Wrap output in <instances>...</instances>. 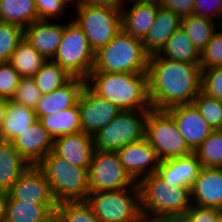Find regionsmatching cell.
<instances>
[{"label": "cell", "instance_id": "obj_1", "mask_svg": "<svg viewBox=\"0 0 222 222\" xmlns=\"http://www.w3.org/2000/svg\"><path fill=\"white\" fill-rule=\"evenodd\" d=\"M147 73L152 109L167 110L191 104L201 91L199 63L168 60L157 54L149 57Z\"/></svg>", "mask_w": 222, "mask_h": 222}, {"label": "cell", "instance_id": "obj_2", "mask_svg": "<svg viewBox=\"0 0 222 222\" xmlns=\"http://www.w3.org/2000/svg\"><path fill=\"white\" fill-rule=\"evenodd\" d=\"M86 83L96 94L115 104L121 111L152 109L147 72H90Z\"/></svg>", "mask_w": 222, "mask_h": 222}, {"label": "cell", "instance_id": "obj_3", "mask_svg": "<svg viewBox=\"0 0 222 222\" xmlns=\"http://www.w3.org/2000/svg\"><path fill=\"white\" fill-rule=\"evenodd\" d=\"M143 219L155 222L169 217H181L193 204L191 188L165 182L157 173L139 183Z\"/></svg>", "mask_w": 222, "mask_h": 222}, {"label": "cell", "instance_id": "obj_4", "mask_svg": "<svg viewBox=\"0 0 222 222\" xmlns=\"http://www.w3.org/2000/svg\"><path fill=\"white\" fill-rule=\"evenodd\" d=\"M149 57L141 40L121 30L106 46L95 52L91 72H148Z\"/></svg>", "mask_w": 222, "mask_h": 222}, {"label": "cell", "instance_id": "obj_5", "mask_svg": "<svg viewBox=\"0 0 222 222\" xmlns=\"http://www.w3.org/2000/svg\"><path fill=\"white\" fill-rule=\"evenodd\" d=\"M50 184L52 194L58 203L65 201H86L89 191V168L71 165L53 151L38 164Z\"/></svg>", "mask_w": 222, "mask_h": 222}, {"label": "cell", "instance_id": "obj_6", "mask_svg": "<svg viewBox=\"0 0 222 222\" xmlns=\"http://www.w3.org/2000/svg\"><path fill=\"white\" fill-rule=\"evenodd\" d=\"M86 202L100 222L144 221L138 184L116 191L90 192Z\"/></svg>", "mask_w": 222, "mask_h": 222}, {"label": "cell", "instance_id": "obj_7", "mask_svg": "<svg viewBox=\"0 0 222 222\" xmlns=\"http://www.w3.org/2000/svg\"><path fill=\"white\" fill-rule=\"evenodd\" d=\"M144 138L153 147L160 161L194 152L166 110L148 111Z\"/></svg>", "mask_w": 222, "mask_h": 222}, {"label": "cell", "instance_id": "obj_8", "mask_svg": "<svg viewBox=\"0 0 222 222\" xmlns=\"http://www.w3.org/2000/svg\"><path fill=\"white\" fill-rule=\"evenodd\" d=\"M121 6L75 7L74 22L83 30L94 52L106 46L121 30Z\"/></svg>", "mask_w": 222, "mask_h": 222}, {"label": "cell", "instance_id": "obj_9", "mask_svg": "<svg viewBox=\"0 0 222 222\" xmlns=\"http://www.w3.org/2000/svg\"><path fill=\"white\" fill-rule=\"evenodd\" d=\"M52 60L72 77L86 80L93 70L95 52L91 49L85 33L74 20L64 25L61 43Z\"/></svg>", "mask_w": 222, "mask_h": 222}, {"label": "cell", "instance_id": "obj_10", "mask_svg": "<svg viewBox=\"0 0 222 222\" xmlns=\"http://www.w3.org/2000/svg\"><path fill=\"white\" fill-rule=\"evenodd\" d=\"M147 115L148 111L119 112L107 126L95 134L94 149L117 152L127 144L142 140Z\"/></svg>", "mask_w": 222, "mask_h": 222}, {"label": "cell", "instance_id": "obj_11", "mask_svg": "<svg viewBox=\"0 0 222 222\" xmlns=\"http://www.w3.org/2000/svg\"><path fill=\"white\" fill-rule=\"evenodd\" d=\"M88 174L90 192L116 191L138 184L125 171L117 152L95 149Z\"/></svg>", "mask_w": 222, "mask_h": 222}, {"label": "cell", "instance_id": "obj_12", "mask_svg": "<svg viewBox=\"0 0 222 222\" xmlns=\"http://www.w3.org/2000/svg\"><path fill=\"white\" fill-rule=\"evenodd\" d=\"M78 105L81 131L93 137L121 112L115 104L96 94L87 83L82 88Z\"/></svg>", "mask_w": 222, "mask_h": 222}, {"label": "cell", "instance_id": "obj_13", "mask_svg": "<svg viewBox=\"0 0 222 222\" xmlns=\"http://www.w3.org/2000/svg\"><path fill=\"white\" fill-rule=\"evenodd\" d=\"M8 200L36 204H57L50 184L37 165H30L8 191Z\"/></svg>", "mask_w": 222, "mask_h": 222}, {"label": "cell", "instance_id": "obj_14", "mask_svg": "<svg viewBox=\"0 0 222 222\" xmlns=\"http://www.w3.org/2000/svg\"><path fill=\"white\" fill-rule=\"evenodd\" d=\"M117 154L125 171L136 183L147 175L157 172L160 160L145 138L125 145L117 151Z\"/></svg>", "mask_w": 222, "mask_h": 222}, {"label": "cell", "instance_id": "obj_15", "mask_svg": "<svg viewBox=\"0 0 222 222\" xmlns=\"http://www.w3.org/2000/svg\"><path fill=\"white\" fill-rule=\"evenodd\" d=\"M166 111L173 117L180 133L193 151L215 131L204 120L193 103L174 106Z\"/></svg>", "mask_w": 222, "mask_h": 222}, {"label": "cell", "instance_id": "obj_16", "mask_svg": "<svg viewBox=\"0 0 222 222\" xmlns=\"http://www.w3.org/2000/svg\"><path fill=\"white\" fill-rule=\"evenodd\" d=\"M11 142L29 165H37L53 151L54 139L37 120Z\"/></svg>", "mask_w": 222, "mask_h": 222}, {"label": "cell", "instance_id": "obj_17", "mask_svg": "<svg viewBox=\"0 0 222 222\" xmlns=\"http://www.w3.org/2000/svg\"><path fill=\"white\" fill-rule=\"evenodd\" d=\"M93 136L83 131L54 139L53 152L71 165L89 168L94 152Z\"/></svg>", "mask_w": 222, "mask_h": 222}, {"label": "cell", "instance_id": "obj_18", "mask_svg": "<svg viewBox=\"0 0 222 222\" xmlns=\"http://www.w3.org/2000/svg\"><path fill=\"white\" fill-rule=\"evenodd\" d=\"M192 204L222 211V171L215 167H201L191 187Z\"/></svg>", "mask_w": 222, "mask_h": 222}, {"label": "cell", "instance_id": "obj_19", "mask_svg": "<svg viewBox=\"0 0 222 222\" xmlns=\"http://www.w3.org/2000/svg\"><path fill=\"white\" fill-rule=\"evenodd\" d=\"M86 80L79 77H71L65 84L42 97L35 109L37 119L58 113L75 106Z\"/></svg>", "mask_w": 222, "mask_h": 222}, {"label": "cell", "instance_id": "obj_20", "mask_svg": "<svg viewBox=\"0 0 222 222\" xmlns=\"http://www.w3.org/2000/svg\"><path fill=\"white\" fill-rule=\"evenodd\" d=\"M64 33V24L37 20L24 28V39L47 60H52L58 50Z\"/></svg>", "mask_w": 222, "mask_h": 222}, {"label": "cell", "instance_id": "obj_21", "mask_svg": "<svg viewBox=\"0 0 222 222\" xmlns=\"http://www.w3.org/2000/svg\"><path fill=\"white\" fill-rule=\"evenodd\" d=\"M202 165L194 152L159 162L157 174L165 181L178 187L191 188Z\"/></svg>", "mask_w": 222, "mask_h": 222}, {"label": "cell", "instance_id": "obj_22", "mask_svg": "<svg viewBox=\"0 0 222 222\" xmlns=\"http://www.w3.org/2000/svg\"><path fill=\"white\" fill-rule=\"evenodd\" d=\"M181 27V18L163 7L157 9L152 27L142 41L149 56L160 54L166 46L168 39Z\"/></svg>", "mask_w": 222, "mask_h": 222}, {"label": "cell", "instance_id": "obj_23", "mask_svg": "<svg viewBox=\"0 0 222 222\" xmlns=\"http://www.w3.org/2000/svg\"><path fill=\"white\" fill-rule=\"evenodd\" d=\"M159 7L160 5L158 4L138 3L135 1H132L131 8L127 7L126 9L122 5L120 8L122 30L143 41L155 21Z\"/></svg>", "mask_w": 222, "mask_h": 222}, {"label": "cell", "instance_id": "obj_24", "mask_svg": "<svg viewBox=\"0 0 222 222\" xmlns=\"http://www.w3.org/2000/svg\"><path fill=\"white\" fill-rule=\"evenodd\" d=\"M29 166L11 141L0 139V190L8 192Z\"/></svg>", "mask_w": 222, "mask_h": 222}, {"label": "cell", "instance_id": "obj_25", "mask_svg": "<svg viewBox=\"0 0 222 222\" xmlns=\"http://www.w3.org/2000/svg\"><path fill=\"white\" fill-rule=\"evenodd\" d=\"M37 120L35 110L9 100L0 129V139L12 141Z\"/></svg>", "mask_w": 222, "mask_h": 222}, {"label": "cell", "instance_id": "obj_26", "mask_svg": "<svg viewBox=\"0 0 222 222\" xmlns=\"http://www.w3.org/2000/svg\"><path fill=\"white\" fill-rule=\"evenodd\" d=\"M57 204H36L7 200L5 222H47L54 214Z\"/></svg>", "mask_w": 222, "mask_h": 222}, {"label": "cell", "instance_id": "obj_27", "mask_svg": "<svg viewBox=\"0 0 222 222\" xmlns=\"http://www.w3.org/2000/svg\"><path fill=\"white\" fill-rule=\"evenodd\" d=\"M38 120L53 139L81 131L78 103L58 113L42 116Z\"/></svg>", "mask_w": 222, "mask_h": 222}, {"label": "cell", "instance_id": "obj_28", "mask_svg": "<svg viewBox=\"0 0 222 222\" xmlns=\"http://www.w3.org/2000/svg\"><path fill=\"white\" fill-rule=\"evenodd\" d=\"M0 19L23 29L28 27L39 20L35 0H0Z\"/></svg>", "mask_w": 222, "mask_h": 222}, {"label": "cell", "instance_id": "obj_29", "mask_svg": "<svg viewBox=\"0 0 222 222\" xmlns=\"http://www.w3.org/2000/svg\"><path fill=\"white\" fill-rule=\"evenodd\" d=\"M160 55L168 60L186 63H200V53L196 50L185 30L180 27L168 39Z\"/></svg>", "mask_w": 222, "mask_h": 222}, {"label": "cell", "instance_id": "obj_30", "mask_svg": "<svg viewBox=\"0 0 222 222\" xmlns=\"http://www.w3.org/2000/svg\"><path fill=\"white\" fill-rule=\"evenodd\" d=\"M47 59L24 38L18 43L9 63L21 77H33Z\"/></svg>", "mask_w": 222, "mask_h": 222}, {"label": "cell", "instance_id": "obj_31", "mask_svg": "<svg viewBox=\"0 0 222 222\" xmlns=\"http://www.w3.org/2000/svg\"><path fill=\"white\" fill-rule=\"evenodd\" d=\"M217 22L194 14L181 18V27L191 39L196 50L201 53L216 31Z\"/></svg>", "mask_w": 222, "mask_h": 222}, {"label": "cell", "instance_id": "obj_32", "mask_svg": "<svg viewBox=\"0 0 222 222\" xmlns=\"http://www.w3.org/2000/svg\"><path fill=\"white\" fill-rule=\"evenodd\" d=\"M72 76L53 60H47L33 76L42 94H49L65 84Z\"/></svg>", "mask_w": 222, "mask_h": 222}, {"label": "cell", "instance_id": "obj_33", "mask_svg": "<svg viewBox=\"0 0 222 222\" xmlns=\"http://www.w3.org/2000/svg\"><path fill=\"white\" fill-rule=\"evenodd\" d=\"M58 222H100L86 201H65L57 204Z\"/></svg>", "mask_w": 222, "mask_h": 222}, {"label": "cell", "instance_id": "obj_34", "mask_svg": "<svg viewBox=\"0 0 222 222\" xmlns=\"http://www.w3.org/2000/svg\"><path fill=\"white\" fill-rule=\"evenodd\" d=\"M203 167L222 166V130L212 132L194 151Z\"/></svg>", "mask_w": 222, "mask_h": 222}, {"label": "cell", "instance_id": "obj_35", "mask_svg": "<svg viewBox=\"0 0 222 222\" xmlns=\"http://www.w3.org/2000/svg\"><path fill=\"white\" fill-rule=\"evenodd\" d=\"M193 104L204 120L214 129L222 130V101L207 96L202 91L193 100Z\"/></svg>", "mask_w": 222, "mask_h": 222}, {"label": "cell", "instance_id": "obj_36", "mask_svg": "<svg viewBox=\"0 0 222 222\" xmlns=\"http://www.w3.org/2000/svg\"><path fill=\"white\" fill-rule=\"evenodd\" d=\"M24 38V29L18 25L0 22V63L9 62L18 43Z\"/></svg>", "mask_w": 222, "mask_h": 222}, {"label": "cell", "instance_id": "obj_37", "mask_svg": "<svg viewBox=\"0 0 222 222\" xmlns=\"http://www.w3.org/2000/svg\"><path fill=\"white\" fill-rule=\"evenodd\" d=\"M42 97V92L37 87L33 77H21L12 101L22 104L27 108L36 109Z\"/></svg>", "mask_w": 222, "mask_h": 222}, {"label": "cell", "instance_id": "obj_38", "mask_svg": "<svg viewBox=\"0 0 222 222\" xmlns=\"http://www.w3.org/2000/svg\"><path fill=\"white\" fill-rule=\"evenodd\" d=\"M201 69L222 66V31L213 33L211 40L200 53Z\"/></svg>", "mask_w": 222, "mask_h": 222}, {"label": "cell", "instance_id": "obj_39", "mask_svg": "<svg viewBox=\"0 0 222 222\" xmlns=\"http://www.w3.org/2000/svg\"><path fill=\"white\" fill-rule=\"evenodd\" d=\"M20 79V74L9 62L0 63V97L11 100Z\"/></svg>", "mask_w": 222, "mask_h": 222}, {"label": "cell", "instance_id": "obj_40", "mask_svg": "<svg viewBox=\"0 0 222 222\" xmlns=\"http://www.w3.org/2000/svg\"><path fill=\"white\" fill-rule=\"evenodd\" d=\"M201 91L222 101V66L202 69Z\"/></svg>", "mask_w": 222, "mask_h": 222}, {"label": "cell", "instance_id": "obj_41", "mask_svg": "<svg viewBox=\"0 0 222 222\" xmlns=\"http://www.w3.org/2000/svg\"><path fill=\"white\" fill-rule=\"evenodd\" d=\"M193 14L217 22L220 26L222 24V0H195ZM214 17L217 21L214 20Z\"/></svg>", "mask_w": 222, "mask_h": 222}, {"label": "cell", "instance_id": "obj_42", "mask_svg": "<svg viewBox=\"0 0 222 222\" xmlns=\"http://www.w3.org/2000/svg\"><path fill=\"white\" fill-rule=\"evenodd\" d=\"M68 3L65 0H35L38 19L51 20L62 15L66 11Z\"/></svg>", "mask_w": 222, "mask_h": 222}, {"label": "cell", "instance_id": "obj_43", "mask_svg": "<svg viewBox=\"0 0 222 222\" xmlns=\"http://www.w3.org/2000/svg\"><path fill=\"white\" fill-rule=\"evenodd\" d=\"M221 213L222 211L216 208H203L192 205L181 218L185 222H216Z\"/></svg>", "mask_w": 222, "mask_h": 222}, {"label": "cell", "instance_id": "obj_44", "mask_svg": "<svg viewBox=\"0 0 222 222\" xmlns=\"http://www.w3.org/2000/svg\"><path fill=\"white\" fill-rule=\"evenodd\" d=\"M195 0H162L160 6L184 18L193 14Z\"/></svg>", "mask_w": 222, "mask_h": 222}, {"label": "cell", "instance_id": "obj_45", "mask_svg": "<svg viewBox=\"0 0 222 222\" xmlns=\"http://www.w3.org/2000/svg\"><path fill=\"white\" fill-rule=\"evenodd\" d=\"M81 5L89 6H122L123 2L119 0H82Z\"/></svg>", "mask_w": 222, "mask_h": 222}, {"label": "cell", "instance_id": "obj_46", "mask_svg": "<svg viewBox=\"0 0 222 222\" xmlns=\"http://www.w3.org/2000/svg\"><path fill=\"white\" fill-rule=\"evenodd\" d=\"M7 200H8V192L0 190V222L6 221Z\"/></svg>", "mask_w": 222, "mask_h": 222}, {"label": "cell", "instance_id": "obj_47", "mask_svg": "<svg viewBox=\"0 0 222 222\" xmlns=\"http://www.w3.org/2000/svg\"><path fill=\"white\" fill-rule=\"evenodd\" d=\"M8 101H9L8 99L0 97V129H1L3 120L5 119Z\"/></svg>", "mask_w": 222, "mask_h": 222}, {"label": "cell", "instance_id": "obj_48", "mask_svg": "<svg viewBox=\"0 0 222 222\" xmlns=\"http://www.w3.org/2000/svg\"><path fill=\"white\" fill-rule=\"evenodd\" d=\"M155 222H185L181 217H169L157 220Z\"/></svg>", "mask_w": 222, "mask_h": 222}, {"label": "cell", "instance_id": "obj_49", "mask_svg": "<svg viewBox=\"0 0 222 222\" xmlns=\"http://www.w3.org/2000/svg\"><path fill=\"white\" fill-rule=\"evenodd\" d=\"M138 3H149V4H158L160 5L162 0H133Z\"/></svg>", "mask_w": 222, "mask_h": 222}, {"label": "cell", "instance_id": "obj_50", "mask_svg": "<svg viewBox=\"0 0 222 222\" xmlns=\"http://www.w3.org/2000/svg\"><path fill=\"white\" fill-rule=\"evenodd\" d=\"M65 1L68 3V2H70V1H72V0H65ZM74 1H75V3H74V4H75V5H74L75 7L81 5L82 0H73V2H74Z\"/></svg>", "mask_w": 222, "mask_h": 222}, {"label": "cell", "instance_id": "obj_51", "mask_svg": "<svg viewBox=\"0 0 222 222\" xmlns=\"http://www.w3.org/2000/svg\"><path fill=\"white\" fill-rule=\"evenodd\" d=\"M47 222H58L56 215L54 214Z\"/></svg>", "mask_w": 222, "mask_h": 222}, {"label": "cell", "instance_id": "obj_52", "mask_svg": "<svg viewBox=\"0 0 222 222\" xmlns=\"http://www.w3.org/2000/svg\"><path fill=\"white\" fill-rule=\"evenodd\" d=\"M216 222H222V213L218 216Z\"/></svg>", "mask_w": 222, "mask_h": 222}, {"label": "cell", "instance_id": "obj_53", "mask_svg": "<svg viewBox=\"0 0 222 222\" xmlns=\"http://www.w3.org/2000/svg\"><path fill=\"white\" fill-rule=\"evenodd\" d=\"M119 1H120V2H122L123 0H122V1H121V0H119ZM127 1L131 2L132 0H127ZM127 1H125V0H124V2H127Z\"/></svg>", "mask_w": 222, "mask_h": 222}]
</instances>
